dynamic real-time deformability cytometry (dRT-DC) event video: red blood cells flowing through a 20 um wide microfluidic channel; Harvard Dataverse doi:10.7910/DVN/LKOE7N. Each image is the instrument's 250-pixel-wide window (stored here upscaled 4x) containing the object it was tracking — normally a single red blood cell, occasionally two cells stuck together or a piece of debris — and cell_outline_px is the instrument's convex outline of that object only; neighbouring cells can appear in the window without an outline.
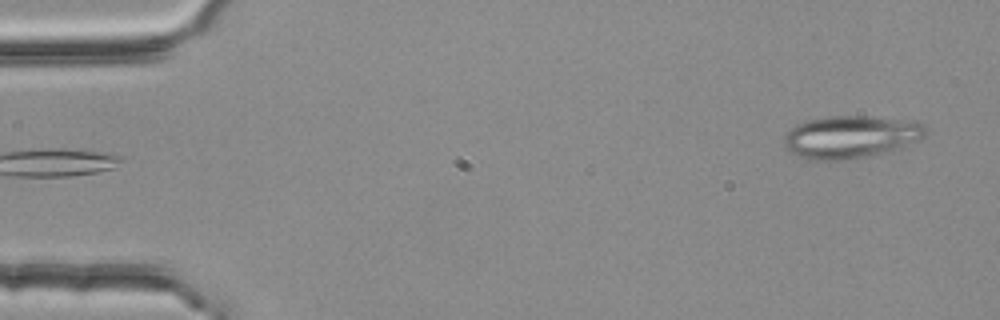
{"species": "common noctule bat (a hibernating species)", "species_latin": "Nyctalus noctula", "temperature_condition": "room temperature", "stored_images_in_passage": 3, "camera_frame_rate_fps": 3000, "um_per_image_px": 0.085, "animal": {"sex": "female", "body_mass_g": 25.1}, "frame": {"image": 1, "passage_image": 3, "time_ms": 0.667, "image_size_px": [1000, 320], "cell_outline_px": [[928, 136], [920, 140], [900, 148], [888, 152], [840, 160], [812, 160], [800, 156], [792, 152], [784, 144], [784, 136], [792, 128], [804, 120], [824, 116], [864, 116], [900, 120], [924, 124], [928, 128]], "centroid_in_image_um": [72.34, 11.63], "position_along_channel_um": 12.7, "area_um2": 34.97}}